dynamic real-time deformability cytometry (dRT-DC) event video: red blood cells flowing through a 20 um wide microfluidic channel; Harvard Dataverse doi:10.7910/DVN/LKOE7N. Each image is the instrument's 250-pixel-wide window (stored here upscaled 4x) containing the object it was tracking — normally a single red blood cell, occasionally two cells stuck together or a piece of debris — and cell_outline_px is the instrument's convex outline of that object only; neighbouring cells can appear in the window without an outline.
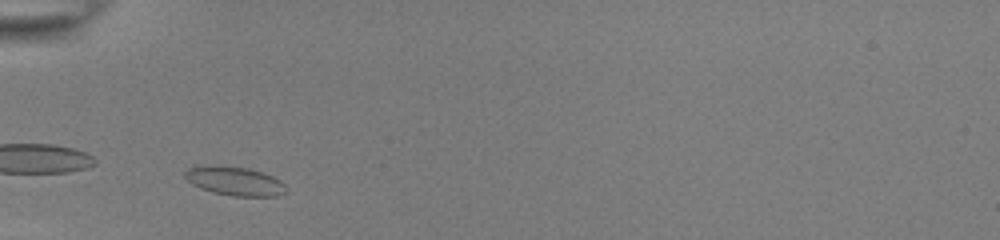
{"species": "common noctule bat (a hibernating species)", "species_latin": "Nyctalus noctula", "temperature_condition": "room temperature", "stored_images_in_passage": 34, "camera_frame_rate_fps": 3000, "um_per_image_px": 0.085, "animal": {"sex": "female", "body_mass_g": 22.0, "forearm_length_mm": 56.7}, "frame": {"image": 1, "passage_image": 1, "time_ms": 0.0, "image_size_px": [1000, 240], "cell_outline_px": [[288, 188], [284, 192], [276, 196], [232, 196], [212, 192], [200, 188], [192, 184], [184, 176], [184, 172], [188, 168], [204, 164], [220, 164], [248, 168], [272, 176], [280, 180]], "centroid_in_image_um": [19.9, 15.37], "position_along_channel_um": 65.1, "area_um2": 17.28}}
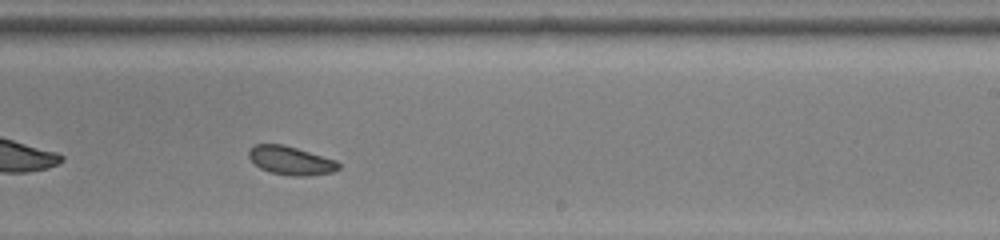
{"frame": {"image": 2, "passage_image": 17, "time_ms": 5.333, "image_size_px": [1000, 240], "cell_outline_px": [[340, 168], [332, 172], [308, 176], [292, 176], [268, 172], [260, 168], [248, 156], [248, 148], [256, 144], [284, 144], [336, 160], [340, 164]], "centroid_in_image_um": [24.7, 13.64], "position_along_channel_um": 264.3, "area_um2": 15.03}}
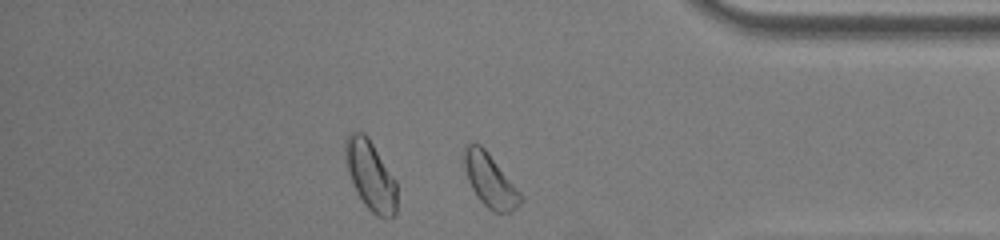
{"frame": {"image": 3, "passage_image": 28, "time_ms": 9.0, "image_size_px": [1000, 240], "cell_outline_px": [[524, 200], [512, 212], [492, 212], [476, 196], [468, 180], [464, 168], [464, 148], [468, 144], [480, 144], [488, 152], [524, 196]], "centroid_in_image_um": [41.68, 15.36], "position_along_channel_um": 393.5, "area_um2": 17.46}, "authors_computed_cell_mechanics": {"area_um2": 15.3459, "velocity_mm_per_s": 3.8453, "shape_relaxation_time_tau1_ms": 3.0087, "shape_relaxation_time_tau2_ms": 6.4414, "deformation_change_tau1": 0.0812, "deformation_change_tau2": 0.1177}}